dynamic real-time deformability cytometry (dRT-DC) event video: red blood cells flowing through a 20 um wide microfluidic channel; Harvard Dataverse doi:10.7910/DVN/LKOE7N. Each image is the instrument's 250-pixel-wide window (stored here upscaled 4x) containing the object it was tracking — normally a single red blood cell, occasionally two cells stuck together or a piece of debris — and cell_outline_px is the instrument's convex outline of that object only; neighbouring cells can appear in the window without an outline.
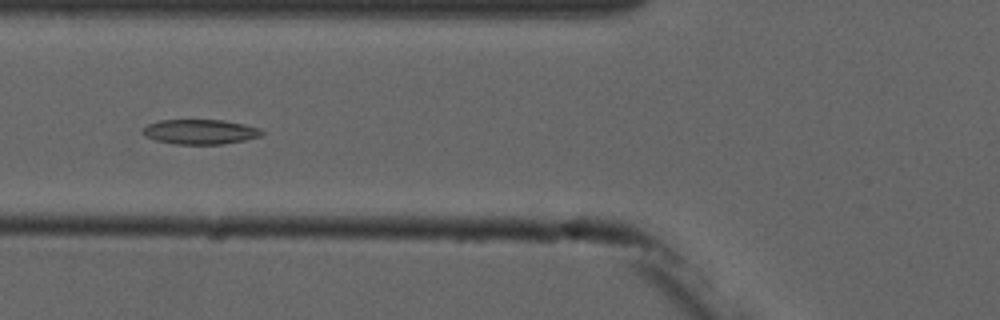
{"species": "common noctule bat (a hibernating species)", "species_latin": "Nyctalus noctula", "temperature_condition": "cold", "stored_images_in_passage": 7, "camera_frame_rate_fps": 3000, "um_per_image_px": 0.085, "animal": {"sex": "male", "forearm_length_mm": 52.5}, "frame": {"image": 1, "passage_image": 5, "time_ms": 5.667, "image_size_px": [1000, 320], "cell_outline_px": [[264, 132], [260, 136], [244, 140], [224, 144], [176, 144], [156, 140], [144, 136], [140, 132], [148, 124], [160, 120], [224, 120], [244, 124], [260, 128]], "centroid_in_image_um": [17.0, 11.2], "position_along_channel_um": 108.8, "area_um2": 17.22}}
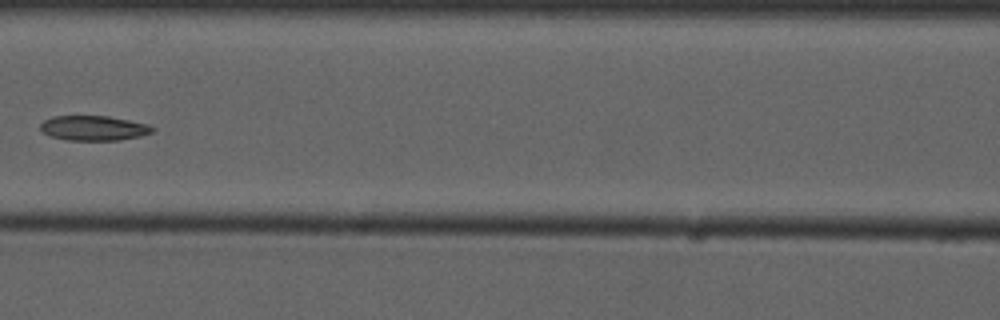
{"frame": {"image": 2, "passage_image": 6, "time_ms": 7.0, "image_size_px": [1000, 320], "cell_outline_px": [[156, 128], [152, 132], [140, 136], [120, 140], [68, 140], [48, 136], [40, 132], [40, 124], [44, 120], [52, 116], [108, 116], [148, 124]], "centroid_in_image_um": [7.92, 10.89], "position_along_channel_um": 158.7, "area_um2": 16.36}}
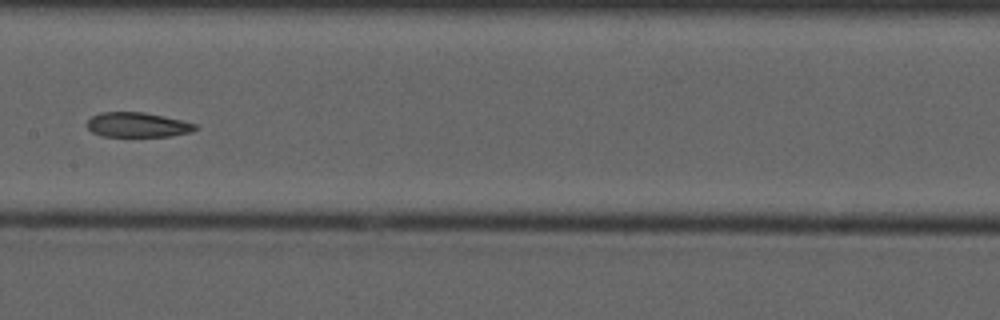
{"frame": {"image": 3, "passage_image": 7, "time_ms": 8.0, "image_size_px": [1000, 320], "cell_outline_px": [[196, 128], [192, 132], [172, 136], [100, 136], [92, 132], [88, 128], [88, 120], [92, 116], [100, 112], [144, 112], [164, 116], [196, 124]], "centroid_in_image_um": [11.68, 10.61], "position_along_channel_um": 195.7, "area_um2": 15.55}}